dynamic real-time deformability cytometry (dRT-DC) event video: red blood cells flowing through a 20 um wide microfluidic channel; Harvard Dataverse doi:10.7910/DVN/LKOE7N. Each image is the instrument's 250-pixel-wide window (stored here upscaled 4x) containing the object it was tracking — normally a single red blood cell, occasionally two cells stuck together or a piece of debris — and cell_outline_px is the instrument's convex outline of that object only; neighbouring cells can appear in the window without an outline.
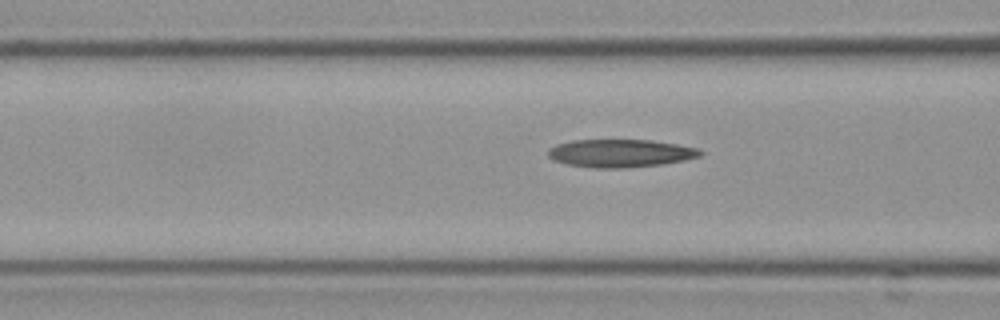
{"species": "Egyptian fruit bat (a non-hibernating species)", "species_latin": "Rousettus aegyptiacus", "temperature_condition": "cold", "stored_images_in_passage": 12, "camera_frame_rate_fps": 3000, "um_per_image_px": 0.085, "frame": {"image": 1, "passage_image": 6, "time_ms": 1.667, "image_size_px": [1000, 320], "cell_outline_px": [[704, 152], [700, 156], [684, 160], [664, 164], [624, 168], [592, 168], [568, 164], [552, 160], [548, 156], [548, 148], [556, 144], [572, 140], [652, 140], [700, 148]], "centroid_in_image_um": [52.73, 13.02], "position_along_channel_um": 113.9, "area_um2": 24.97}}
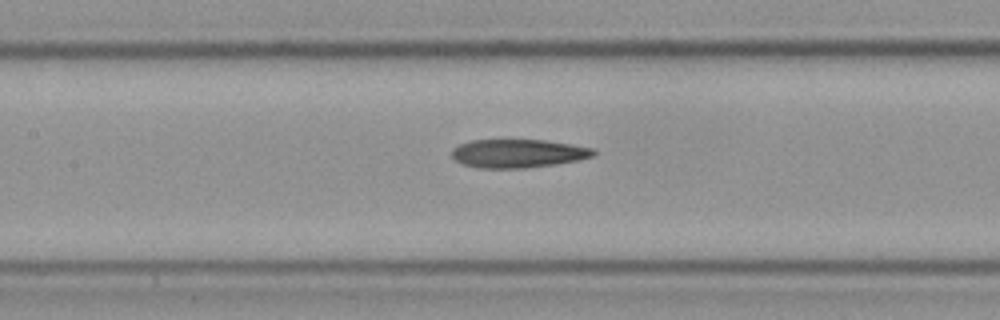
{"frame": {"image": 2, "passage_image": 10, "time_ms": 3.0, "image_size_px": [1000, 320], "cell_outline_px": [[596, 156], [580, 160], [524, 168], [480, 168], [464, 164], [456, 160], [452, 156], [452, 148], [460, 144], [472, 140], [544, 140], [572, 144], [592, 148], [596, 152]], "centroid_in_image_um": [44.06, 13.04], "position_along_channel_um": 163.3, "area_um2": 23.41}}